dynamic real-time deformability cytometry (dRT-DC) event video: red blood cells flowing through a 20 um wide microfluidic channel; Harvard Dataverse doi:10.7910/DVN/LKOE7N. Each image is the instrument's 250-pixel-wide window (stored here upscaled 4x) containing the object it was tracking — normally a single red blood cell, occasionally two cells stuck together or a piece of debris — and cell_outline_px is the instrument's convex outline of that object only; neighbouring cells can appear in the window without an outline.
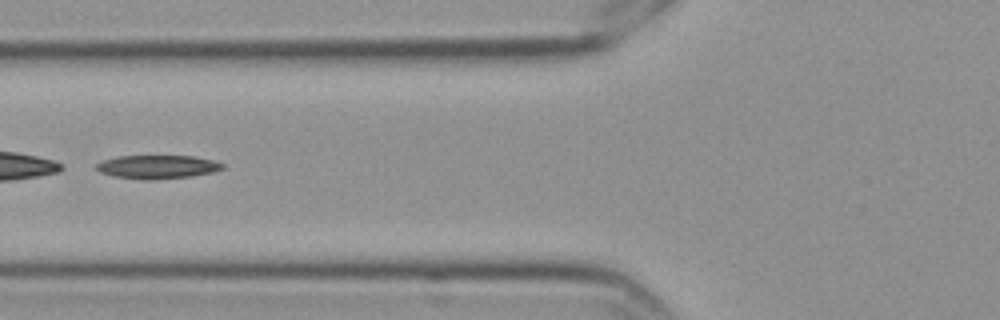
{"species": "Egyptian fruit bat (a non-hibernating species)", "species_latin": "Rousettus aegyptiacus", "temperature_condition": "cold", "stored_images_in_passage": 5, "camera_frame_rate_fps": 3000, "um_per_image_px": 0.085, "frame": {"image": 1, "passage_image": 3, "time_ms": 0.667, "image_size_px": [1000, 320], "cell_outline_px": [[224, 168], [212, 172], [192, 176], [156, 180], [144, 180], [116, 176], [100, 172], [96, 168], [96, 164], [100, 160], [120, 156], [192, 156], [212, 160], [224, 164]], "centroid_in_image_um": [13.37, 14.18], "position_along_channel_um": 112.4, "area_um2": 17.28}}
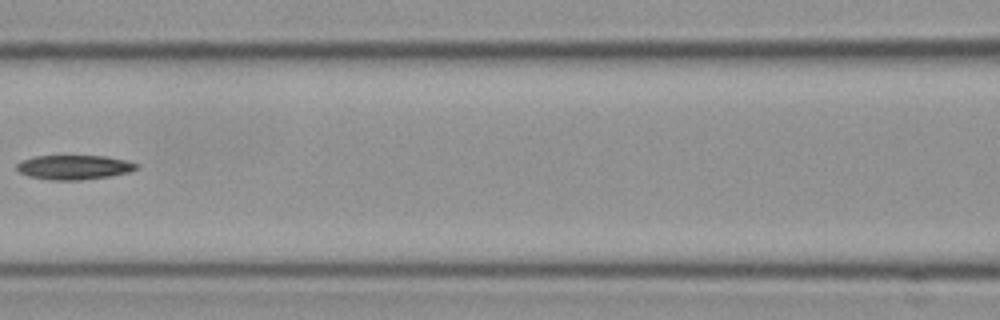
{"frame": {"image": 2, "passage_image": 4, "time_ms": 1.0, "image_size_px": [1000, 320], "cell_outline_px": [[140, 164], [136, 168], [128, 172], [112, 176], [76, 180], [52, 180], [28, 176], [20, 172], [16, 168], [16, 164], [20, 160], [36, 156], [104, 156], [124, 160]], "centroid_in_image_um": [6.26, 14.21], "position_along_channel_um": 160.3, "area_um2": 16.94}}
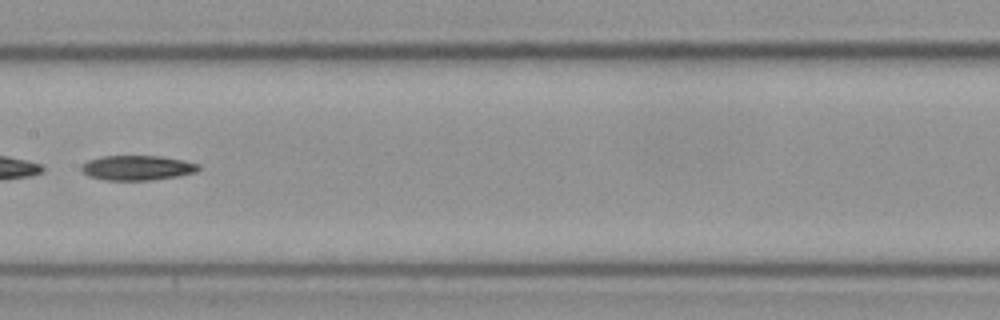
{"frame": {"image": 3, "passage_image": 5, "time_ms": 1.333, "image_size_px": [1000, 320], "cell_outline_px": [[200, 168], [196, 172], [176, 176], [148, 180], [104, 180], [88, 176], [80, 168], [80, 164], [88, 160], [100, 156], [160, 156], [200, 164]], "centroid_in_image_um": [11.61, 14.26], "position_along_channel_um": 195.8, "area_um2": 16.88}}